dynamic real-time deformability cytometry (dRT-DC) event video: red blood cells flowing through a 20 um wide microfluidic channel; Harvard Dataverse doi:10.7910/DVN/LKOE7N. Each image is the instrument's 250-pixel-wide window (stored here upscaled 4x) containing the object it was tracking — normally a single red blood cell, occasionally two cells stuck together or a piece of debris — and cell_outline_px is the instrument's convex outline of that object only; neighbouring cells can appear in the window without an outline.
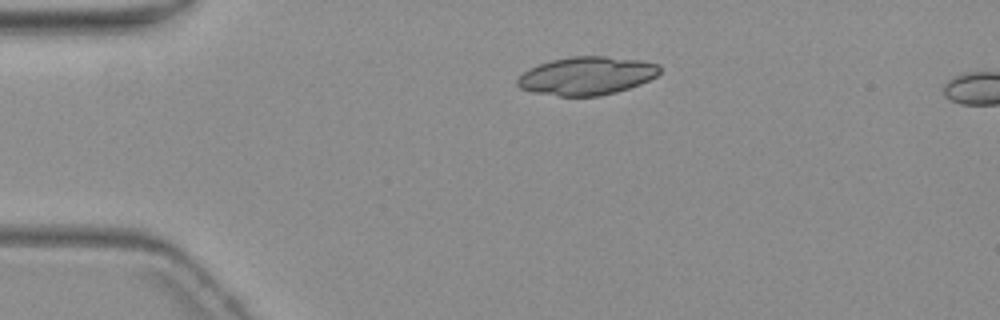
{"species": "common noctule bat (a hibernating species)", "species_latin": "Nyctalus noctula", "temperature_condition": "warm", "stored_images_in_passage": 2, "camera_frame_rate_fps": 3000, "um_per_image_px": 0.085, "animal": {"sex": "female", "body_mass_g": 19.3, "forearm_length_mm": 54.1}, "frame": {"image": 1, "passage_image": 1, "time_ms": 0.0, "image_size_px": [1000, 320], "cell_outline_px": [[660, 72], [656, 76], [640, 84], [616, 92], [600, 96], [560, 96], [532, 92], [520, 88], [516, 84], [516, 80], [524, 72], [540, 64], [552, 60], [572, 56], [604, 56], [640, 60], [660, 64]], "centroid_in_image_um": [49.88, 6.45], "position_along_channel_um": 35.1, "area_um2": 31.56}}